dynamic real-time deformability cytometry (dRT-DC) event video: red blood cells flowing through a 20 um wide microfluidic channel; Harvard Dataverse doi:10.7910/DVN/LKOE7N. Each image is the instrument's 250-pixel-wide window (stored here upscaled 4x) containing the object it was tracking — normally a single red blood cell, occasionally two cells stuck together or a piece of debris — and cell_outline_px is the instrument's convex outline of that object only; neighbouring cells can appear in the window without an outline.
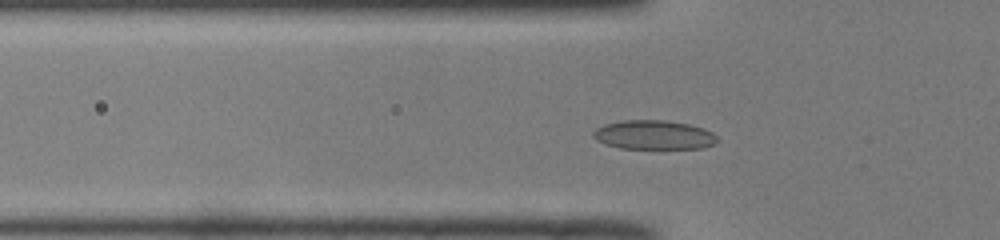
{"species": "common noctule bat (a hibernating species)", "species_latin": "Nyctalus noctula", "temperature_condition": "room temperature", "stored_images_in_passage": 45, "camera_frame_rate_fps": 3000, "um_per_image_px": 0.085, "animal": {"sex": "male", "body_mass_g": 19.0, "forearm_length_mm": 50.8}, "frame": {"image": 1, "passage_image": 10, "time_ms": 3.0, "image_size_px": [1000, 240], "cell_outline_px": [[720, 140], [716, 144], [700, 148], [620, 148], [596, 140], [592, 136], [592, 132], [596, 128], [604, 124], [624, 120], [664, 120], [688, 124], [704, 128], [712, 132]], "centroid_in_image_um": [55.59, 11.46], "position_along_channel_um": 70.2, "area_um2": 21.04}}
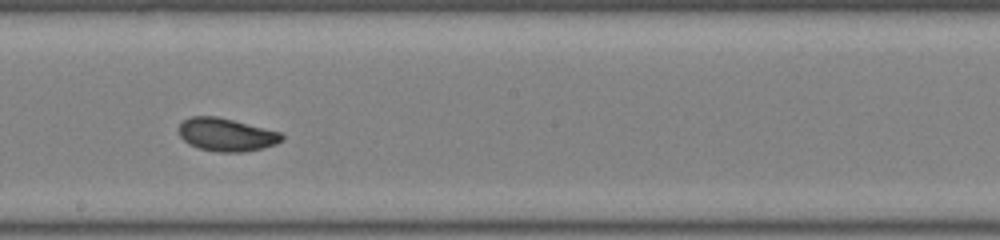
{"frame": {"image": 2, "passage_image": 22, "time_ms": 7.0, "image_size_px": [1000, 240], "cell_outline_px": [[284, 140], [276, 144], [264, 148], [244, 152], [216, 152], [200, 148], [188, 144], [180, 136], [176, 128], [184, 120], [192, 116], [216, 116], [280, 132], [284, 136]], "centroid_in_image_um": [19.23, 11.46], "position_along_channel_um": 229.0, "area_um2": 19.88}}
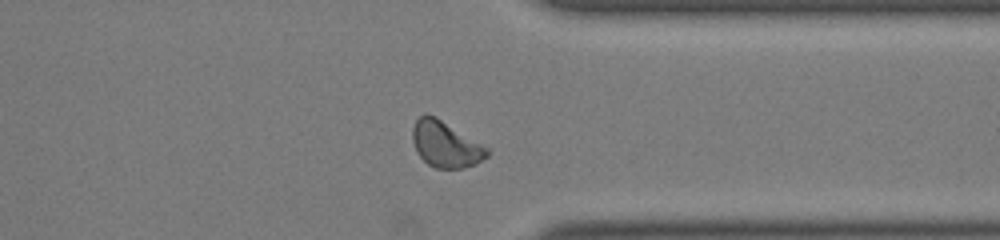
{"frame": {"image": 3, "passage_image": 33, "time_ms": 10.667, "image_size_px": [1000, 240], "cell_outline_px": [[488, 156], [476, 164], [464, 168], [436, 168], [428, 164], [416, 152], [412, 140], [412, 128], [416, 120], [424, 112], [428, 112], [436, 116], [488, 148]], "centroid_in_image_um": [37.84, 12.25], "position_along_channel_um": 373.6, "area_um2": 20.06}, "authors_computed_cell_mechanics": {"area_um2": 19.5942, "velocity_mm_per_s": 3.9815, "shape_relaxation_time_tau1_ms": 3.2449, "shape_relaxation_time_tau2_ms": 1.2665, "deformation_change_tau1": 0.0979, "deformation_change_tau2": 0.0467}}